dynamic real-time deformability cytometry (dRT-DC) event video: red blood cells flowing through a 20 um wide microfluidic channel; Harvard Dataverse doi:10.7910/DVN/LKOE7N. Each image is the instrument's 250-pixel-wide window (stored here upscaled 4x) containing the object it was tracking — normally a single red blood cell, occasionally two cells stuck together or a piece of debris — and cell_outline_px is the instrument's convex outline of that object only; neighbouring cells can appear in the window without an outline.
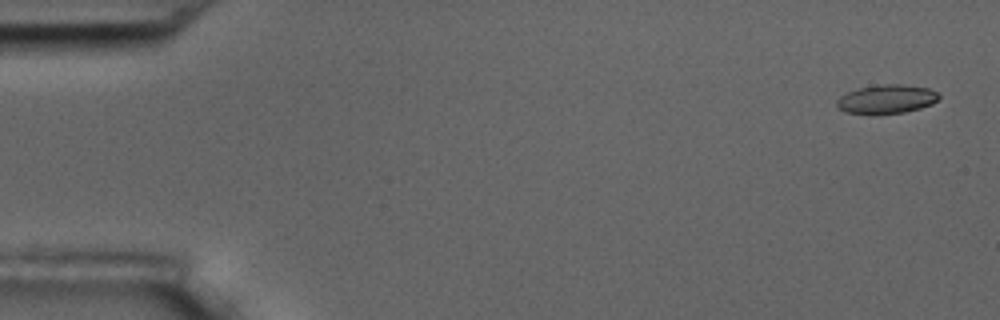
{"species": "common noctule bat (a hibernating species)", "species_latin": "Nyctalus noctula", "temperature_condition": "room temperature", "stored_images_in_passage": 10, "camera_frame_rate_fps": 3000, "um_per_image_px": 0.085, "animal": {"sex": "male", "body_mass_g": 17.5, "forearm_length_mm": 52.3}, "frame": {"image": 1, "passage_image": 1, "time_ms": 0.0, "image_size_px": [1000, 320], "cell_outline_px": [[940, 96], [932, 104], [920, 108], [904, 112], [876, 116], [872, 116], [844, 112], [836, 104], [836, 100], [840, 96], [848, 92], [860, 88], [884, 84], [904, 84], [928, 88], [936, 92]], "centroid_in_image_um": [75.33, 8.46], "position_along_channel_um": 9.7, "area_um2": 17.46}}
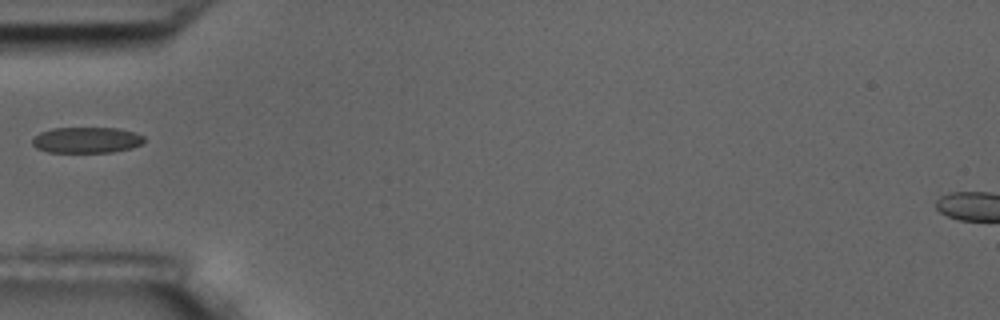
{"frame": {"image": 2, "passage_image": 5, "time_ms": 5.667, "image_size_px": [1000, 320], "cell_outline_px": [[144, 140], [140, 144], [132, 148], [112, 152], [48, 152], [36, 148], [32, 144], [32, 136], [40, 132], [52, 128], [116, 128], [136, 132], [144, 136]], "centroid_in_image_um": [7.33, 11.9], "position_along_channel_um": 77.7, "area_um2": 16.99}}
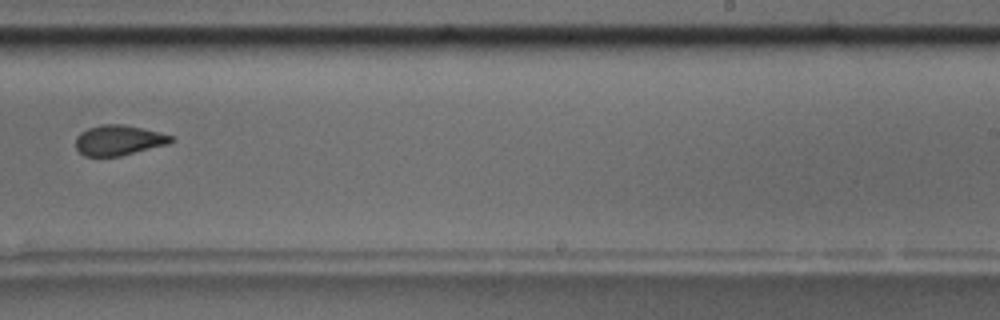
{"frame": {"image": 3, "passage_image": 10, "time_ms": 11.333, "image_size_px": [1000, 320], "cell_outline_px": [[172, 140], [168, 144], [120, 156], [84, 156], [76, 148], [76, 136], [80, 132], [88, 128], [100, 124], [124, 124], [160, 132], [172, 136]], "centroid_in_image_um": [10.06, 11.91], "position_along_channel_um": 278.9, "area_um2": 16.76}}